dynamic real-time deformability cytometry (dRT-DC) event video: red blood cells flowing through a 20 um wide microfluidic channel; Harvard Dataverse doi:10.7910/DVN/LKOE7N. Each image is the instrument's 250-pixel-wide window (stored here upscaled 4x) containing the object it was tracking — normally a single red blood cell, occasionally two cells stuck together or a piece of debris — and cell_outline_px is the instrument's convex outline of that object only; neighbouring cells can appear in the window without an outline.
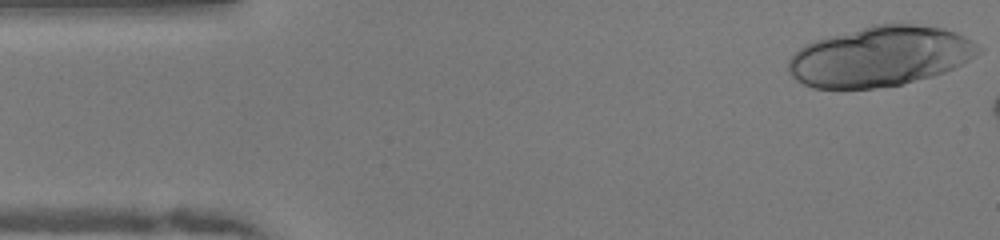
{"species": "human", "species_latin": "Homo sapiens", "temperature_condition": "warm", "stored_images_in_passage": 10, "camera_frame_rate_fps": 3000, "um_per_image_px": 0.085, "donor": {"sex": "female"}, "frame": {"image": 1, "passage_image": 1, "time_ms": 0.0, "image_size_px": [1000, 240], "cell_outline_px": [[984, 48], [980, 52], [968, 60], [944, 72], [932, 76], [900, 84], [876, 88], [812, 88], [796, 80], [788, 72], [788, 60], [804, 44], [828, 36], [872, 24], [916, 24], [944, 28], [956, 32], [972, 40]], "centroid_in_image_um": [74.81, 4.78], "position_along_channel_um": 10.2, "area_um2": 66.41}}